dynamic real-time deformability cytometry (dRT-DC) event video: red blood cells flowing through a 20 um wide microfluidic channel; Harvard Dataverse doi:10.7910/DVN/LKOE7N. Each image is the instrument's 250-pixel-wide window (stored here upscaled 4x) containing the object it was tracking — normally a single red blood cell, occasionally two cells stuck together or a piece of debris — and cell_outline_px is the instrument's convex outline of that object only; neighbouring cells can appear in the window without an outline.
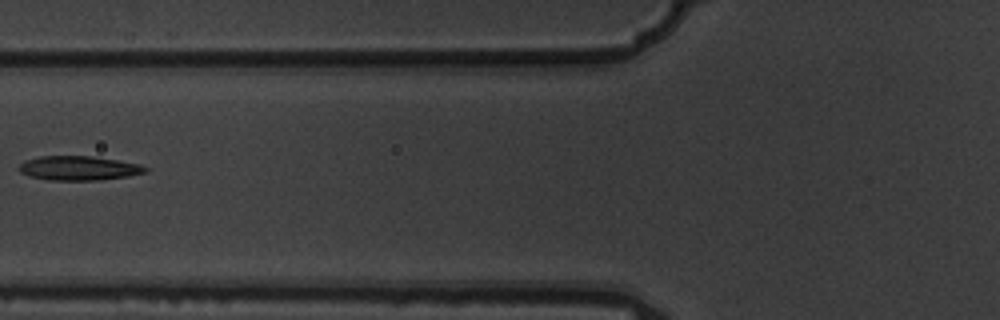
{"species": "common noctule bat (a hibernating species)", "species_latin": "Nyctalus noctula", "temperature_condition": "warm", "stored_images_in_passage": 8, "camera_frame_rate_fps": 3000, "um_per_image_px": 0.085, "animal": {"sex": "male", "body_mass_g": 19.5, "forearm_length_mm": 54.6}, "frame": {"image": 1, "passage_image": 7, "time_ms": 2.0, "image_size_px": [1000, 320], "cell_outline_px": [[148, 172], [128, 176], [100, 180], [48, 180], [28, 176], [20, 172], [16, 168], [24, 160], [40, 156], [92, 156], [140, 164], [148, 168]], "centroid_in_image_um": [6.66, 14.29], "position_along_channel_um": 119.1, "area_um2": 18.03}}
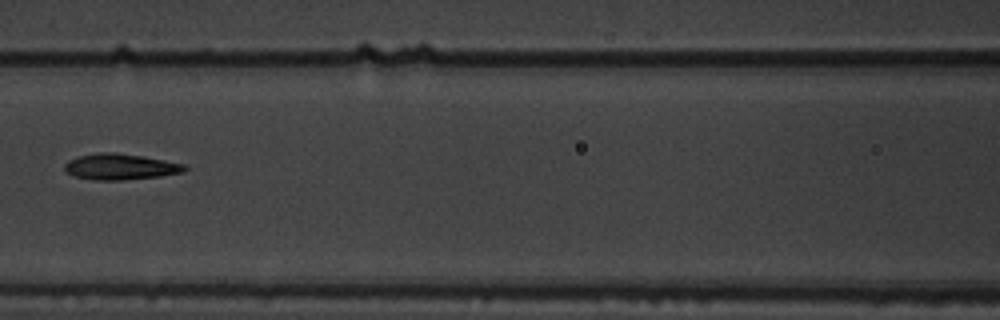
{"frame": {"image": 2, "passage_image": 8, "time_ms": 2.333, "image_size_px": [1000, 320], "cell_outline_px": [[188, 168], [184, 172], [160, 176], [124, 180], [96, 180], [72, 176], [64, 172], [64, 164], [68, 160], [76, 156], [96, 152], [116, 152], [144, 156], [184, 164]], "centroid_in_image_um": [10.17, 14.16], "position_along_channel_um": 156.4, "area_um2": 18.5}}